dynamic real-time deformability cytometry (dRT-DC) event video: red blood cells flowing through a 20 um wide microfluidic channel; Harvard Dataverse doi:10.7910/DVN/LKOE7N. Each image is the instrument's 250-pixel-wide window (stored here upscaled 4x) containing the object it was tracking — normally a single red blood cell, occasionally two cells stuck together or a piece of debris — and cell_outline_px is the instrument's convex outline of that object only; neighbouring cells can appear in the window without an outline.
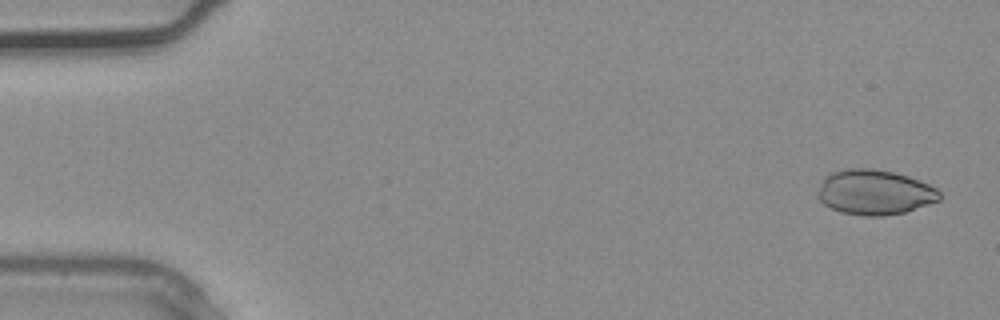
{"species": "common noctule bat (a hibernating species)", "species_latin": "Nyctalus noctula", "temperature_condition": "warm", "stored_images_in_passage": 4, "camera_frame_rate_fps": 3000, "um_per_image_px": 0.085, "animal": {"sex": "male", "body_mass_g": 20.4}, "frame": {"image": 1, "passage_image": 1, "time_ms": 0.0, "image_size_px": [1000, 320], "cell_outline_px": [[940, 200], [904, 212], [884, 216], [864, 216], [840, 212], [824, 204], [816, 196], [816, 192], [824, 176], [832, 172], [848, 168], [872, 168], [892, 172], [908, 176], [928, 184], [936, 188], [940, 192]], "centroid_in_image_um": [74.3, 16.34], "position_along_channel_um": 10.7, "area_um2": 32.02}}
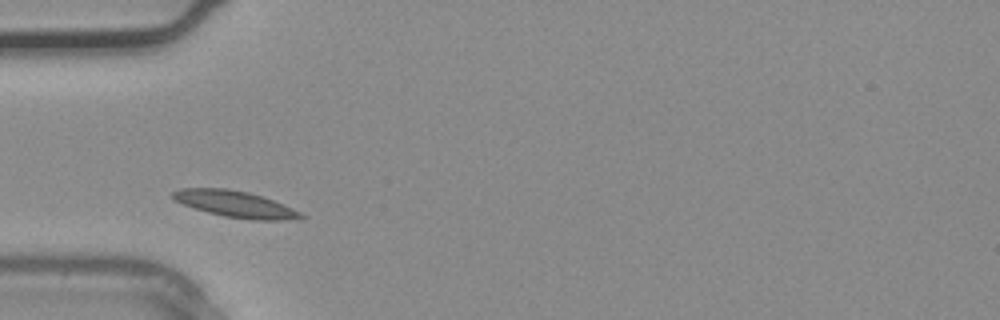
{"frame": {"image": 2, "passage_image": 4, "time_ms": 1.0, "image_size_px": [1000, 320], "cell_outline_px": [[304, 216], [284, 220], [256, 220], [224, 216], [208, 212], [172, 200], [172, 192], [180, 188], [228, 188], [248, 192], [272, 200], [300, 212]], "centroid_in_image_um": [19.92, 17.33], "position_along_channel_um": 65.1, "area_um2": 19.25}}